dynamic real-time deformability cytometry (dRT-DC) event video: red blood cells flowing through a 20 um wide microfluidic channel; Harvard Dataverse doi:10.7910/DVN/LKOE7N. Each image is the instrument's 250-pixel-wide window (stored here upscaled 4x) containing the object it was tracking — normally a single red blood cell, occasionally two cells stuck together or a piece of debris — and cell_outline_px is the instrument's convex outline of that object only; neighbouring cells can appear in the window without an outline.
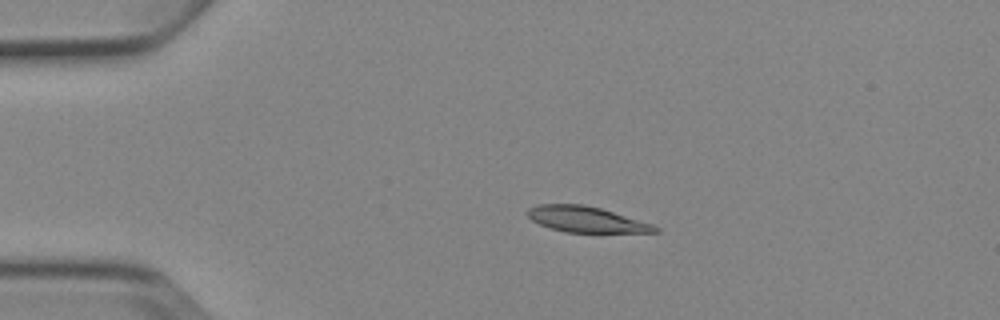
{"species": "Egyptian fruit bat (a non-hibernating species)", "species_latin": "Rousettus aegyptiacus", "temperature_condition": "cold", "stored_images_in_passage": 4, "camera_frame_rate_fps": 3000, "um_per_image_px": 0.085, "animal": {"sex": "female"}, "frame": {"image": 1, "passage_image": 3, "time_ms": 3.333, "image_size_px": [1000, 320], "cell_outline_px": [[660, 232], [564, 232], [540, 224], [532, 220], [524, 212], [528, 208], [536, 204], [584, 204], [600, 208], [652, 224], [660, 228]], "centroid_in_image_um": [49.78, 18.64], "position_along_channel_um": 35.2, "area_um2": 19.02}}